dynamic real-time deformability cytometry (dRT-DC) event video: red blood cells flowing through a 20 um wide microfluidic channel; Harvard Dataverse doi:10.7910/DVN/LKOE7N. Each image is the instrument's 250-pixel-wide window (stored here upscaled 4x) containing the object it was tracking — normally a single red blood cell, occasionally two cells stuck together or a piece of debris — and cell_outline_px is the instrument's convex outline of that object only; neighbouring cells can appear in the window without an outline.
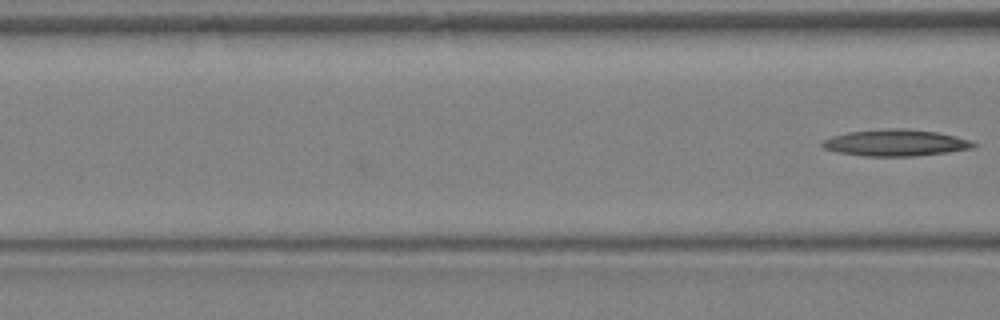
{"species": "Egyptian fruit bat (a non-hibernating species)", "species_latin": "Rousettus aegyptiacus", "temperature_condition": "warm", "stored_images_in_passage": 14, "camera_frame_rate_fps": 3000, "um_per_image_px": 0.085, "animal": {"sex": "female"}, "frame": {"image": 1, "passage_image": 14, "time_ms": 4.333, "image_size_px": [1000, 320], "cell_outline_px": [[976, 144], [972, 148], [948, 152], [916, 156], [868, 156], [836, 152], [824, 148], [820, 144], [824, 140], [832, 136], [848, 132], [884, 128], [908, 128], [936, 132], [956, 136], [968, 140]], "centroid_in_image_um": [76.1, 12.13], "position_along_channel_um": 90.5, "area_um2": 23.35}}